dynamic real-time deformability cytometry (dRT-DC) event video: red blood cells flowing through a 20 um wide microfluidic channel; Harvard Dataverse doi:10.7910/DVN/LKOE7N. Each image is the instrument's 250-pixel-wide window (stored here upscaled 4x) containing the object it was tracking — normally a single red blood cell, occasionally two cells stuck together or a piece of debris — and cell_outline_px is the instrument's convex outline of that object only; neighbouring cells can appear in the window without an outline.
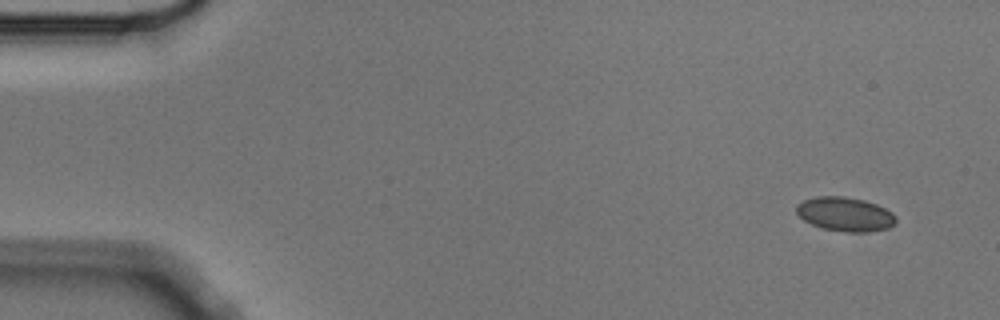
{"species": "Egyptian fruit bat (a non-hibernating species)", "species_latin": "Rousettus aegyptiacus", "temperature_condition": "cold", "stored_images_in_passage": 13, "camera_frame_rate_fps": 3000, "um_per_image_px": 0.085, "animal": {"sex": "male"}, "frame": {"image": 1, "passage_image": 1, "time_ms": 0.0, "image_size_px": [1000, 320], "cell_outline_px": [[896, 220], [888, 228], [872, 232], [844, 232], [824, 228], [812, 224], [804, 220], [796, 212], [796, 204], [804, 200], [816, 196], [844, 196], [864, 200], [876, 204], [892, 212], [896, 216]], "centroid_in_image_um": [71.83, 18.2], "position_along_channel_um": 13.2, "area_um2": 19.77}}
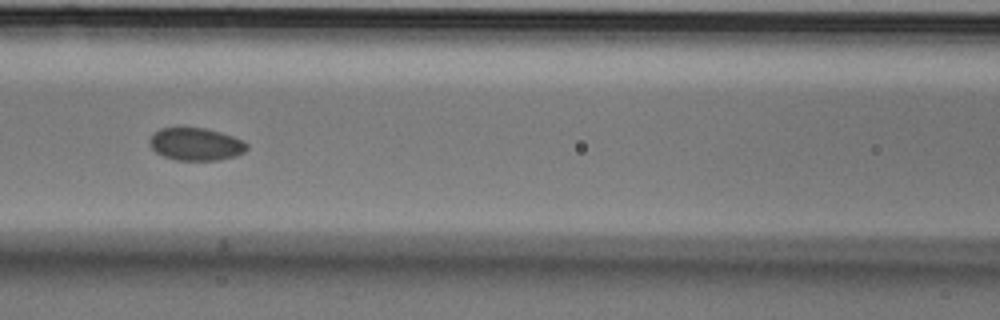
{"frame": {"image": 2, "passage_image": 6, "time_ms": 1.667, "image_size_px": [1000, 320], "cell_outline_px": [[248, 148], [244, 152], [236, 156], [220, 160], [176, 160], [164, 156], [156, 152], [148, 144], [148, 140], [152, 132], [160, 128], [180, 124], [204, 128], [220, 132], [244, 140], [248, 144]], "centroid_in_image_um": [16.6, 12.2], "position_along_channel_um": 150.0, "area_um2": 19.31}}
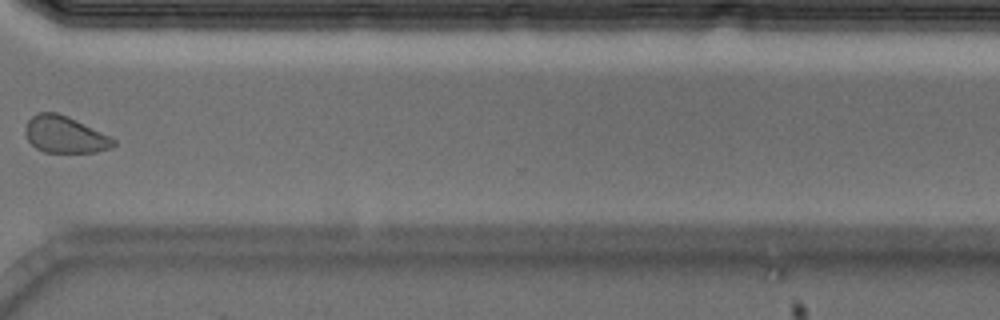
{"frame": {"image": 3, "passage_image": 11, "time_ms": 3.333, "image_size_px": [1000, 320], "cell_outline_px": [[116, 144], [108, 148], [96, 152], [44, 152], [36, 148], [28, 140], [24, 132], [24, 128], [28, 120], [32, 116], [40, 112], [56, 112], [68, 116], [116, 140]], "centroid_in_image_um": [5.46, 11.44], "position_along_channel_um": 365.1, "area_um2": 18.67}}